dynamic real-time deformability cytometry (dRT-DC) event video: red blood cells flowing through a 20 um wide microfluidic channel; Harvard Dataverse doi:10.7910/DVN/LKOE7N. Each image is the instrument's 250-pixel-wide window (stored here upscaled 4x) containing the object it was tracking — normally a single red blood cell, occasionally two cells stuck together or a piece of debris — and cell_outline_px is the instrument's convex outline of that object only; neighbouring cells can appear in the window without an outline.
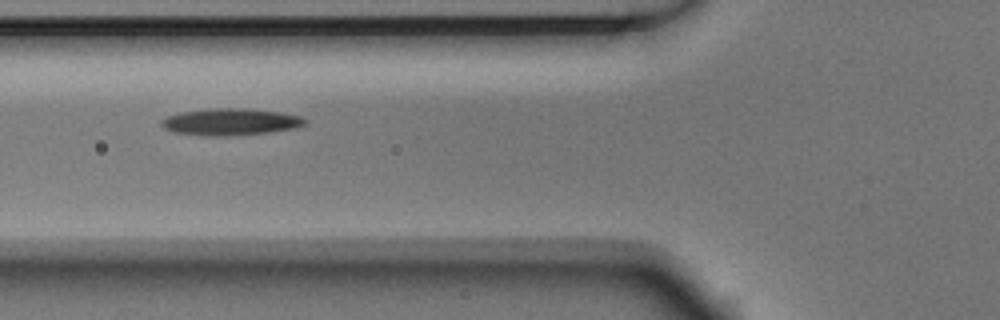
{"species": "Egyptian fruit bat (a non-hibernating species)", "species_latin": "Rousettus aegyptiacus", "temperature_condition": "room temperature", "stored_images_in_passage": 7, "camera_frame_rate_fps": 3000, "um_per_image_px": 0.085, "animal": {"sex": "male"}, "frame": {"image": 1, "passage_image": 3, "time_ms": 0.667, "image_size_px": [1000, 320], "cell_outline_px": [[308, 120], [304, 124], [296, 128], [268, 132], [220, 136], [212, 136], [176, 132], [164, 128], [160, 124], [160, 120], [168, 116], [180, 112], [212, 108], [244, 108], [280, 112], [300, 116]], "centroid_in_image_um": [19.59, 10.34], "position_along_channel_um": 106.2, "area_um2": 22.2}}
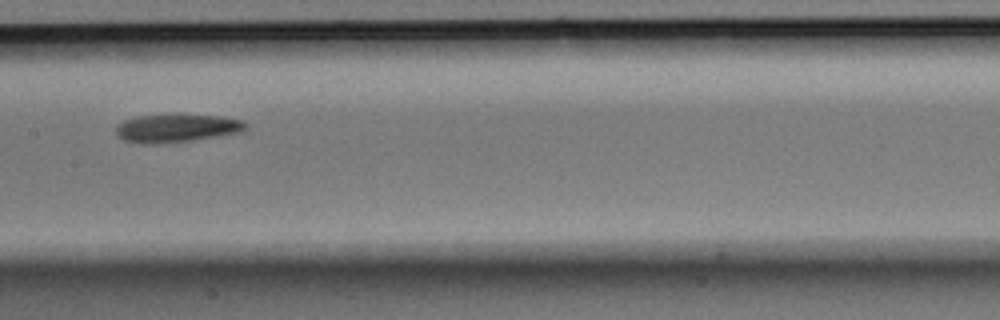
{"frame": {"image": 2, "passage_image": 5, "time_ms": 1.333, "image_size_px": [1000, 320], "cell_outline_px": [[248, 128], [240, 132], [192, 140], [156, 144], [140, 144], [124, 140], [116, 136], [116, 128], [124, 120], [136, 116], [168, 112], [176, 112], [220, 116], [244, 120], [248, 124]], "centroid_in_image_um": [15.01, 10.85], "position_along_channel_um": 192.4, "area_um2": 22.2}}
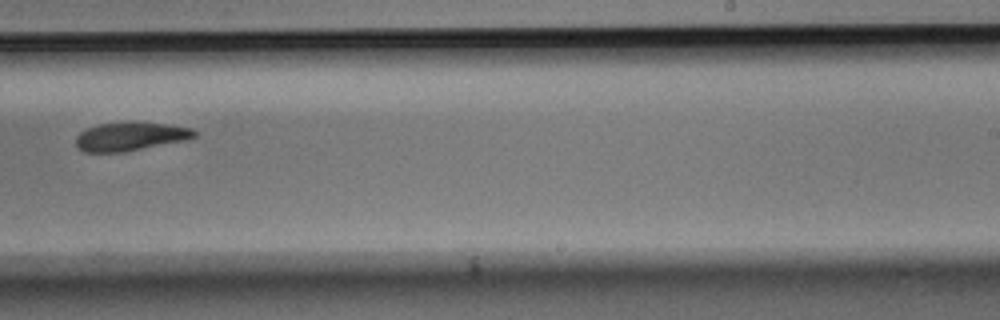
{"frame": {"image": 3, "passage_image": 7, "time_ms": 2.0, "image_size_px": [1000, 320], "cell_outline_px": [[196, 136], [188, 140], [124, 152], [84, 152], [76, 144], [76, 136], [80, 132], [88, 128], [100, 124], [128, 120], [164, 124], [192, 128], [196, 132]], "centroid_in_image_um": [11.1, 11.58], "position_along_channel_um": 277.9, "area_um2": 20.0}}